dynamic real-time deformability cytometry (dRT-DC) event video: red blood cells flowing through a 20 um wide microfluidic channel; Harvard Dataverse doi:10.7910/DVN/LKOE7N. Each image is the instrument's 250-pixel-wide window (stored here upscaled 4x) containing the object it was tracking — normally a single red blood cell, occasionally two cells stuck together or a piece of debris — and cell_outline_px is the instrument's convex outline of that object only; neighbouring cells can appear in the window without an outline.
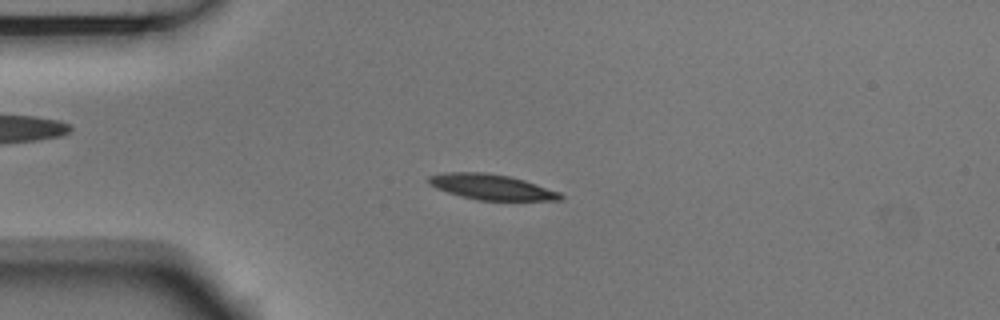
{"species": "Egyptian fruit bat (a non-hibernating species)", "species_latin": "Rousettus aegyptiacus", "temperature_condition": "room temperature", "stored_images_in_passage": 9, "camera_frame_rate_fps": 3000, "um_per_image_px": 0.085, "animal": {"sex": "male"}, "frame": {"image": 1, "passage_image": 3, "time_ms": 0.667, "image_size_px": [1000, 320], "cell_outline_px": [[564, 200], [476, 200], [460, 196], [436, 188], [428, 184], [428, 176], [444, 172], [484, 172], [508, 176], [524, 180], [560, 192], [564, 196]], "centroid_in_image_um": [41.76, 15.89], "position_along_channel_um": 43.2, "area_um2": 19.54}}
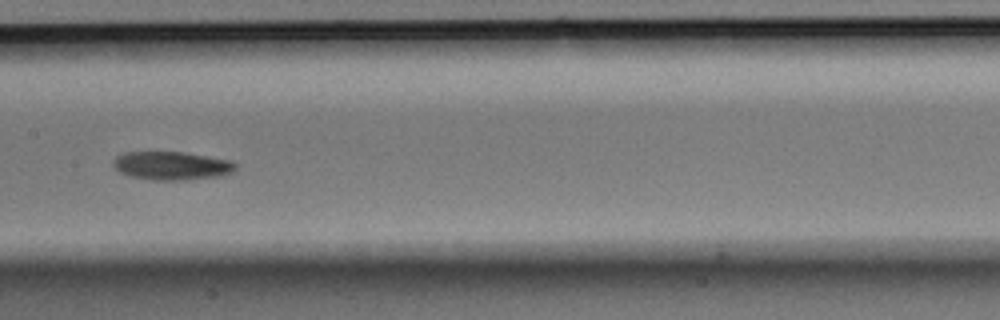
{"frame": {"image": 2, "passage_image": 7, "time_ms": 2.0, "image_size_px": [1000, 320], "cell_outline_px": [[236, 168], [232, 172], [224, 176], [184, 180], [152, 180], [132, 176], [120, 172], [112, 164], [112, 160], [116, 156], [124, 152], [184, 152], [232, 160], [236, 164]], "centroid_in_image_um": [14.62, 14.08], "position_along_channel_um": 192.8, "area_um2": 20.4}}
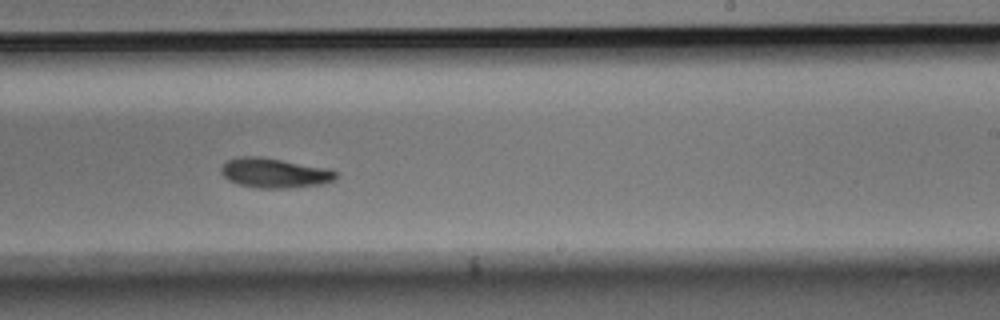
{"frame": {"image": 3, "passage_image": 9, "time_ms": 2.667, "image_size_px": [1000, 320], "cell_outline_px": [[336, 180], [324, 184], [292, 188], [256, 188], [236, 184], [228, 180], [220, 172], [220, 168], [228, 160], [236, 156], [260, 156], [324, 168], [336, 172]], "centroid_in_image_um": [23.29, 14.71], "position_along_channel_um": 265.7, "area_um2": 19.94}}